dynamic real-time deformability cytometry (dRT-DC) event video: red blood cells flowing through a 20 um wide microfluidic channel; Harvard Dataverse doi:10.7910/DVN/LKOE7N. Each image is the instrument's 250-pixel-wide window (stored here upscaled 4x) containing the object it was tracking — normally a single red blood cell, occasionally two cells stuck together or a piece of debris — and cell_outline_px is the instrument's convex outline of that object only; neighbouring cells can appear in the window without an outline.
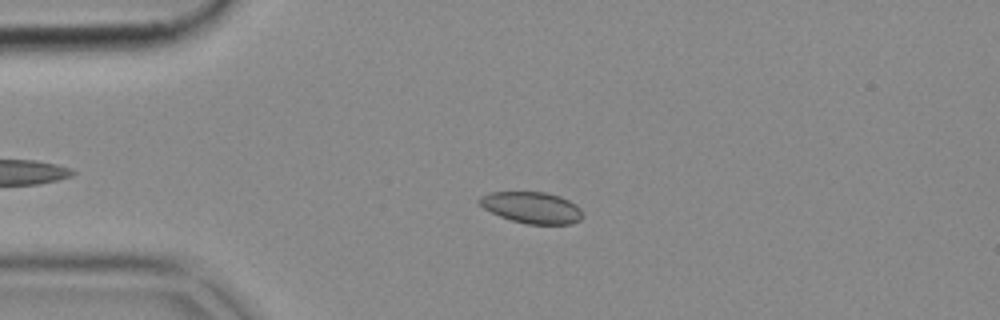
{"species": "common noctule bat (a hibernating species)", "species_latin": "Nyctalus noctula", "temperature_condition": "cold", "stored_images_in_passage": 48, "camera_frame_rate_fps": 3000, "um_per_image_px": 0.085, "animal": {"sex": "female", "body_mass_g": 18.4}, "frame": {"image": 1, "passage_image": 13, "time_ms": 4.0, "image_size_px": [1000, 320], "cell_outline_px": [[584, 216], [580, 220], [572, 224], [528, 224], [512, 220], [500, 216], [484, 208], [476, 200], [480, 196], [492, 192], [544, 192], [560, 196], [576, 204], [580, 208]], "centroid_in_image_um": [45.22, 17.64], "position_along_channel_um": 39.8, "area_um2": 18.9}}
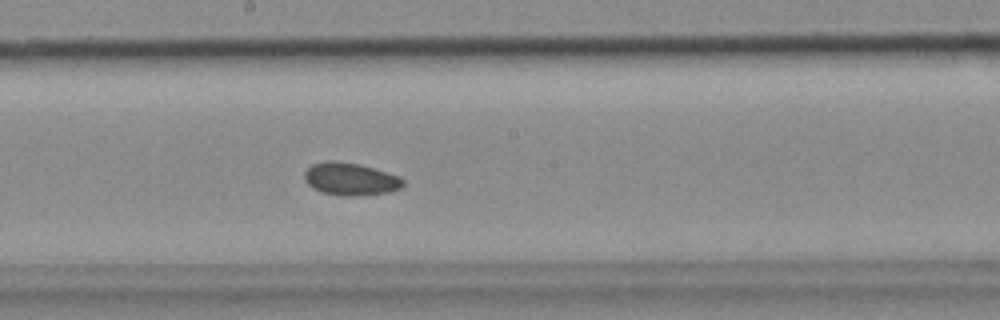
{"frame": {"image": 2, "passage_image": 29, "time_ms": 9.333, "image_size_px": [1000, 320], "cell_outline_px": [[404, 184], [400, 188], [388, 192], [352, 196], [340, 196], [324, 192], [312, 188], [304, 180], [304, 172], [312, 164], [332, 160], [360, 164], [400, 176], [404, 180]], "centroid_in_image_um": [29.78, 15.21], "position_along_channel_um": 218.4, "area_um2": 18.67}}
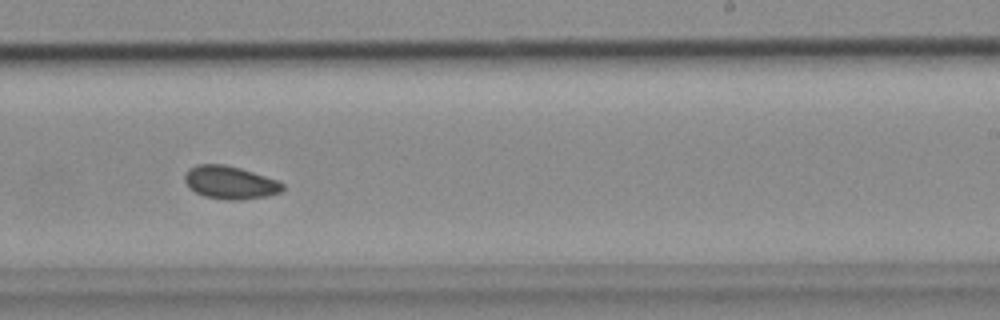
{"frame": {"image": 3, "passage_image": 33, "time_ms": 10.667, "image_size_px": [1000, 320], "cell_outline_px": [[284, 188], [280, 192], [268, 196], [244, 200], [228, 200], [204, 196], [196, 192], [184, 180], [184, 176], [188, 168], [196, 164], [224, 164], [240, 168], [276, 180], [284, 184]], "centroid_in_image_um": [19.55, 15.51], "position_along_channel_um": 269.4, "area_um2": 18.73}}